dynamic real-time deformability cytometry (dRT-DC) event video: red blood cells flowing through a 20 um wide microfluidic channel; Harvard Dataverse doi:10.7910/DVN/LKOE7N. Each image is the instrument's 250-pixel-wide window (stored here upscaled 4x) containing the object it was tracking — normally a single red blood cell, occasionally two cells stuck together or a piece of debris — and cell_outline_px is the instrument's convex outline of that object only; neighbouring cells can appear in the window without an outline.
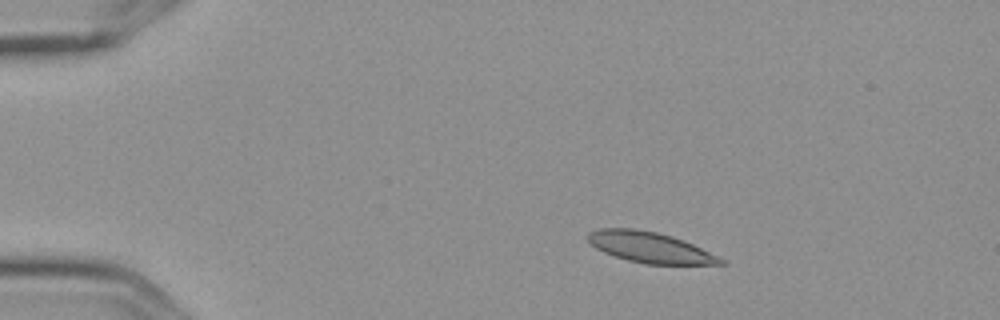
{"species": "Egyptian fruit bat (a non-hibernating species)", "species_latin": "Rousettus aegyptiacus", "temperature_condition": "cold", "stored_images_in_passage": 3, "camera_frame_rate_fps": 3000, "um_per_image_px": 0.085, "frame": {"image": 1, "passage_image": 1, "time_ms": 0.0, "image_size_px": [1000, 320], "cell_outline_px": [[728, 264], [644, 264], [628, 260], [604, 252], [596, 248], [588, 240], [588, 232], [600, 228], [632, 228], [656, 232], [672, 236], [684, 240], [720, 256]], "centroid_in_image_um": [55.28, 21.02], "position_along_channel_um": 29.7, "area_um2": 23.7}}